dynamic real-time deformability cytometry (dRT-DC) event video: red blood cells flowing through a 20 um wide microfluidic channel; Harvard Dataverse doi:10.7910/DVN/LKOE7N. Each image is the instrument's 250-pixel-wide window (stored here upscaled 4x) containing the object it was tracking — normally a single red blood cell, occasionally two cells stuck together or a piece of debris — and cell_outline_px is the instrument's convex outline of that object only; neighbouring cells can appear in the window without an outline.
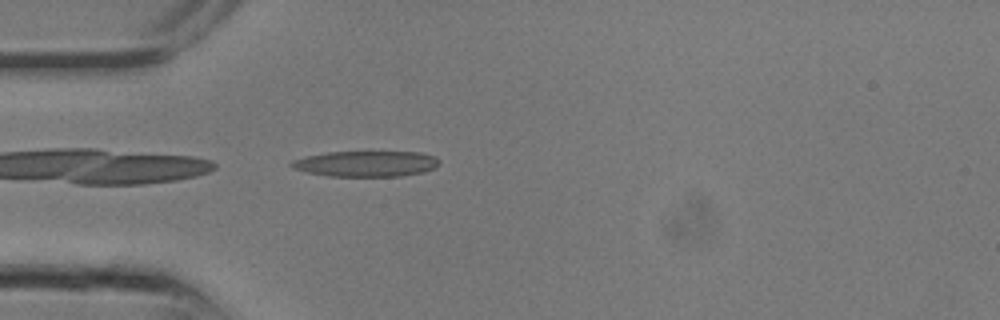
{"species": "common noctule bat (a hibernating species)", "species_latin": "Nyctalus noctula", "temperature_condition": "room temperature", "stored_images_in_passage": 7, "camera_frame_rate_fps": 3000, "um_per_image_px": 0.085, "animal": {"sex": "male", "body_mass_g": 13.3}, "frame": {"image": 1, "passage_image": 5, "time_ms": 1.333, "image_size_px": [1000, 320], "cell_outline_px": [[440, 164], [436, 168], [424, 172], [400, 176], [328, 176], [304, 172], [292, 168], [288, 164], [292, 160], [308, 156], [328, 152], [420, 152], [436, 156], [440, 160]], "centroid_in_image_um": [31.14, 13.92], "position_along_channel_um": 53.9, "area_um2": 22.37}}
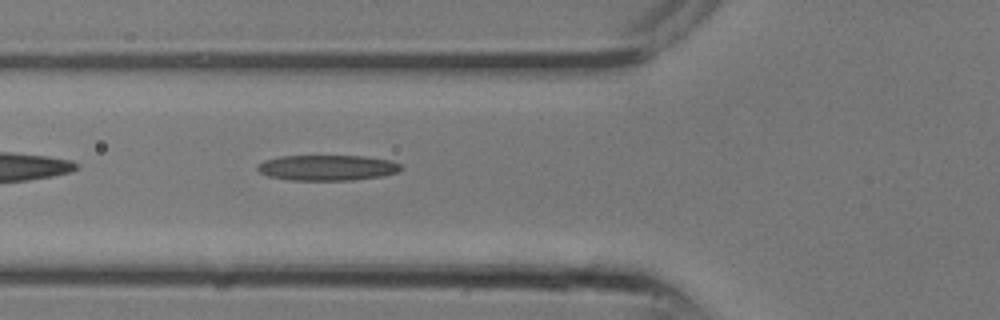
{"frame": {"image": 2, "passage_image": 7, "time_ms": 2.0, "image_size_px": [1000, 320], "cell_outline_px": [[404, 168], [400, 172], [384, 176], [352, 180], [288, 180], [268, 176], [260, 172], [256, 168], [264, 160], [280, 156], [364, 156], [388, 160], [400, 164]], "centroid_in_image_um": [27.85, 14.26], "position_along_channel_um": 97.9, "area_um2": 21.44}}